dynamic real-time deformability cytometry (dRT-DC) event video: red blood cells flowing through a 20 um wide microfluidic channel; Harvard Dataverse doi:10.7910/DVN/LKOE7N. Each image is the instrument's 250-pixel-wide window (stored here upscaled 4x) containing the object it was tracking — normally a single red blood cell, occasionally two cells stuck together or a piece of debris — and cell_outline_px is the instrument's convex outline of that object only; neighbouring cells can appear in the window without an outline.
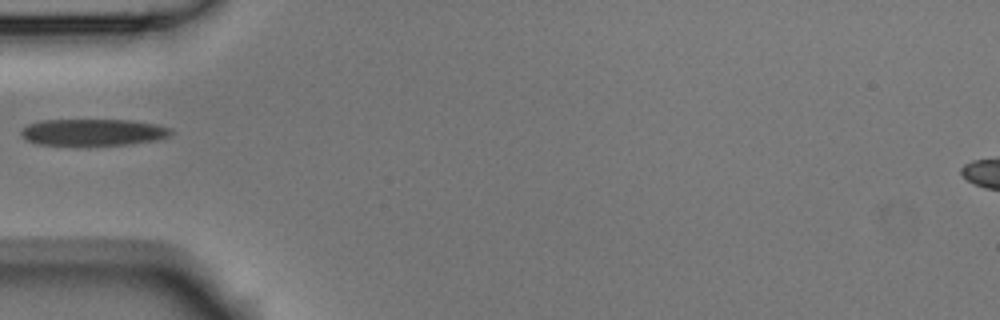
{"species": "Egyptian fruit bat (a non-hibernating species)", "species_latin": "Rousettus aegyptiacus", "temperature_condition": "room temperature", "stored_images_in_passage": 6, "camera_frame_rate_fps": 3000, "um_per_image_px": 0.085, "animal": {"sex": "male"}, "frame": {"image": 1, "passage_image": 5, "time_ms": 1.333, "image_size_px": [1000, 320], "cell_outline_px": [[172, 136], [160, 140], [132, 144], [88, 148], [36, 144], [28, 140], [20, 132], [28, 124], [40, 120], [132, 120], [156, 124], [172, 128]], "centroid_in_image_um": [7.97, 11.29], "position_along_channel_um": 77.0, "area_um2": 24.57}}
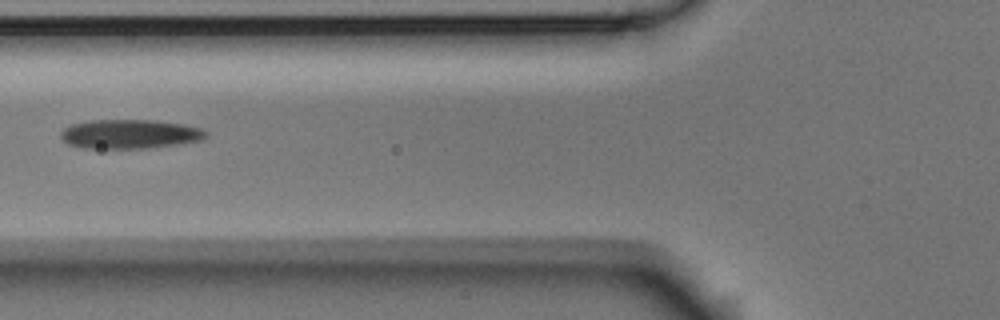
{"frame": {"image": 2, "passage_image": 6, "time_ms": 1.667, "image_size_px": [1000, 320], "cell_outline_px": [[208, 136], [200, 140], [176, 144], [148, 148], [84, 148], [68, 144], [60, 136], [60, 132], [64, 128], [72, 124], [92, 120], [156, 120], [184, 124], [200, 128], [208, 132]], "centroid_in_image_um": [11.04, 11.39], "position_along_channel_um": 114.8, "area_um2": 24.62}}